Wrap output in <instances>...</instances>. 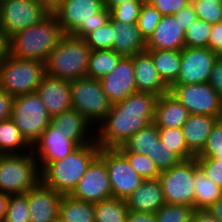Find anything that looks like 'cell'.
Here are the masks:
<instances>
[{
	"label": "cell",
	"instance_id": "29",
	"mask_svg": "<svg viewBox=\"0 0 222 222\" xmlns=\"http://www.w3.org/2000/svg\"><path fill=\"white\" fill-rule=\"evenodd\" d=\"M31 150L32 146L25 140L11 118L0 121V155L21 154Z\"/></svg>",
	"mask_w": 222,
	"mask_h": 222
},
{
	"label": "cell",
	"instance_id": "14",
	"mask_svg": "<svg viewBox=\"0 0 222 222\" xmlns=\"http://www.w3.org/2000/svg\"><path fill=\"white\" fill-rule=\"evenodd\" d=\"M216 59L217 53L208 47H184L178 78L173 84L207 83Z\"/></svg>",
	"mask_w": 222,
	"mask_h": 222
},
{
	"label": "cell",
	"instance_id": "43",
	"mask_svg": "<svg viewBox=\"0 0 222 222\" xmlns=\"http://www.w3.org/2000/svg\"><path fill=\"white\" fill-rule=\"evenodd\" d=\"M194 11L199 19L213 25L222 22V4L213 1L196 0L192 2Z\"/></svg>",
	"mask_w": 222,
	"mask_h": 222
},
{
	"label": "cell",
	"instance_id": "35",
	"mask_svg": "<svg viewBox=\"0 0 222 222\" xmlns=\"http://www.w3.org/2000/svg\"><path fill=\"white\" fill-rule=\"evenodd\" d=\"M83 39L91 50L112 49L114 43L113 19L110 17L107 23L90 32Z\"/></svg>",
	"mask_w": 222,
	"mask_h": 222
},
{
	"label": "cell",
	"instance_id": "11",
	"mask_svg": "<svg viewBox=\"0 0 222 222\" xmlns=\"http://www.w3.org/2000/svg\"><path fill=\"white\" fill-rule=\"evenodd\" d=\"M50 12L41 0H0V27L10 38L39 23Z\"/></svg>",
	"mask_w": 222,
	"mask_h": 222
},
{
	"label": "cell",
	"instance_id": "16",
	"mask_svg": "<svg viewBox=\"0 0 222 222\" xmlns=\"http://www.w3.org/2000/svg\"><path fill=\"white\" fill-rule=\"evenodd\" d=\"M70 195L76 199L91 203L112 197V188L106 164L99 156L90 164Z\"/></svg>",
	"mask_w": 222,
	"mask_h": 222
},
{
	"label": "cell",
	"instance_id": "6",
	"mask_svg": "<svg viewBox=\"0 0 222 222\" xmlns=\"http://www.w3.org/2000/svg\"><path fill=\"white\" fill-rule=\"evenodd\" d=\"M41 182V171L32 151L0 155V191L24 194Z\"/></svg>",
	"mask_w": 222,
	"mask_h": 222
},
{
	"label": "cell",
	"instance_id": "31",
	"mask_svg": "<svg viewBox=\"0 0 222 222\" xmlns=\"http://www.w3.org/2000/svg\"><path fill=\"white\" fill-rule=\"evenodd\" d=\"M159 140L158 127L154 123H151L138 130L117 149L120 152H135L143 155H152L156 142Z\"/></svg>",
	"mask_w": 222,
	"mask_h": 222
},
{
	"label": "cell",
	"instance_id": "42",
	"mask_svg": "<svg viewBox=\"0 0 222 222\" xmlns=\"http://www.w3.org/2000/svg\"><path fill=\"white\" fill-rule=\"evenodd\" d=\"M196 157L222 158V118L216 121L202 151Z\"/></svg>",
	"mask_w": 222,
	"mask_h": 222
},
{
	"label": "cell",
	"instance_id": "58",
	"mask_svg": "<svg viewBox=\"0 0 222 222\" xmlns=\"http://www.w3.org/2000/svg\"><path fill=\"white\" fill-rule=\"evenodd\" d=\"M203 1H213V3L222 4V0H203Z\"/></svg>",
	"mask_w": 222,
	"mask_h": 222
},
{
	"label": "cell",
	"instance_id": "15",
	"mask_svg": "<svg viewBox=\"0 0 222 222\" xmlns=\"http://www.w3.org/2000/svg\"><path fill=\"white\" fill-rule=\"evenodd\" d=\"M78 147L67 133L61 131L59 127L49 124L34 143L31 151L38 161L40 171H42L49 163L63 159Z\"/></svg>",
	"mask_w": 222,
	"mask_h": 222
},
{
	"label": "cell",
	"instance_id": "55",
	"mask_svg": "<svg viewBox=\"0 0 222 222\" xmlns=\"http://www.w3.org/2000/svg\"><path fill=\"white\" fill-rule=\"evenodd\" d=\"M9 196V194L0 191V222L5 218Z\"/></svg>",
	"mask_w": 222,
	"mask_h": 222
},
{
	"label": "cell",
	"instance_id": "61",
	"mask_svg": "<svg viewBox=\"0 0 222 222\" xmlns=\"http://www.w3.org/2000/svg\"><path fill=\"white\" fill-rule=\"evenodd\" d=\"M188 2H190V3H192V2H194V1H196V0H187Z\"/></svg>",
	"mask_w": 222,
	"mask_h": 222
},
{
	"label": "cell",
	"instance_id": "13",
	"mask_svg": "<svg viewBox=\"0 0 222 222\" xmlns=\"http://www.w3.org/2000/svg\"><path fill=\"white\" fill-rule=\"evenodd\" d=\"M99 157L106 164L112 197L125 200L144 180L118 149L100 147Z\"/></svg>",
	"mask_w": 222,
	"mask_h": 222
},
{
	"label": "cell",
	"instance_id": "26",
	"mask_svg": "<svg viewBox=\"0 0 222 222\" xmlns=\"http://www.w3.org/2000/svg\"><path fill=\"white\" fill-rule=\"evenodd\" d=\"M189 115L188 110L167 93L157 98L153 123L157 127L181 128Z\"/></svg>",
	"mask_w": 222,
	"mask_h": 222
},
{
	"label": "cell",
	"instance_id": "50",
	"mask_svg": "<svg viewBox=\"0 0 222 222\" xmlns=\"http://www.w3.org/2000/svg\"><path fill=\"white\" fill-rule=\"evenodd\" d=\"M208 48L215 53L222 49V22L212 25Z\"/></svg>",
	"mask_w": 222,
	"mask_h": 222
},
{
	"label": "cell",
	"instance_id": "38",
	"mask_svg": "<svg viewBox=\"0 0 222 222\" xmlns=\"http://www.w3.org/2000/svg\"><path fill=\"white\" fill-rule=\"evenodd\" d=\"M2 222H30L27 195H10L7 203V211Z\"/></svg>",
	"mask_w": 222,
	"mask_h": 222
},
{
	"label": "cell",
	"instance_id": "49",
	"mask_svg": "<svg viewBox=\"0 0 222 222\" xmlns=\"http://www.w3.org/2000/svg\"><path fill=\"white\" fill-rule=\"evenodd\" d=\"M13 97L0 89V121L11 118Z\"/></svg>",
	"mask_w": 222,
	"mask_h": 222
},
{
	"label": "cell",
	"instance_id": "2",
	"mask_svg": "<svg viewBox=\"0 0 222 222\" xmlns=\"http://www.w3.org/2000/svg\"><path fill=\"white\" fill-rule=\"evenodd\" d=\"M64 35L55 15L50 12L39 23L10 37L9 55L46 62Z\"/></svg>",
	"mask_w": 222,
	"mask_h": 222
},
{
	"label": "cell",
	"instance_id": "51",
	"mask_svg": "<svg viewBox=\"0 0 222 222\" xmlns=\"http://www.w3.org/2000/svg\"><path fill=\"white\" fill-rule=\"evenodd\" d=\"M127 222H157L155 213L129 211Z\"/></svg>",
	"mask_w": 222,
	"mask_h": 222
},
{
	"label": "cell",
	"instance_id": "18",
	"mask_svg": "<svg viewBox=\"0 0 222 222\" xmlns=\"http://www.w3.org/2000/svg\"><path fill=\"white\" fill-rule=\"evenodd\" d=\"M27 195L30 222H53L59 217L62 194L40 182Z\"/></svg>",
	"mask_w": 222,
	"mask_h": 222
},
{
	"label": "cell",
	"instance_id": "41",
	"mask_svg": "<svg viewBox=\"0 0 222 222\" xmlns=\"http://www.w3.org/2000/svg\"><path fill=\"white\" fill-rule=\"evenodd\" d=\"M148 157L154 162L159 172L169 170L181 161V159L160 140L156 142L152 155H148Z\"/></svg>",
	"mask_w": 222,
	"mask_h": 222
},
{
	"label": "cell",
	"instance_id": "20",
	"mask_svg": "<svg viewBox=\"0 0 222 222\" xmlns=\"http://www.w3.org/2000/svg\"><path fill=\"white\" fill-rule=\"evenodd\" d=\"M174 15L162 16L153 34L146 41V50H175L185 47V30Z\"/></svg>",
	"mask_w": 222,
	"mask_h": 222
},
{
	"label": "cell",
	"instance_id": "10",
	"mask_svg": "<svg viewBox=\"0 0 222 222\" xmlns=\"http://www.w3.org/2000/svg\"><path fill=\"white\" fill-rule=\"evenodd\" d=\"M195 157L181 160L169 170L160 172L159 181L167 204H179L194 207L195 192L193 181Z\"/></svg>",
	"mask_w": 222,
	"mask_h": 222
},
{
	"label": "cell",
	"instance_id": "47",
	"mask_svg": "<svg viewBox=\"0 0 222 222\" xmlns=\"http://www.w3.org/2000/svg\"><path fill=\"white\" fill-rule=\"evenodd\" d=\"M179 26L184 30L188 29L197 20V15L194 11L192 3L186 4L184 8L174 14Z\"/></svg>",
	"mask_w": 222,
	"mask_h": 222
},
{
	"label": "cell",
	"instance_id": "19",
	"mask_svg": "<svg viewBox=\"0 0 222 222\" xmlns=\"http://www.w3.org/2000/svg\"><path fill=\"white\" fill-rule=\"evenodd\" d=\"M50 117L72 109L71 83L59 77L45 74L36 89Z\"/></svg>",
	"mask_w": 222,
	"mask_h": 222
},
{
	"label": "cell",
	"instance_id": "32",
	"mask_svg": "<svg viewBox=\"0 0 222 222\" xmlns=\"http://www.w3.org/2000/svg\"><path fill=\"white\" fill-rule=\"evenodd\" d=\"M122 57L112 49L91 50L86 77L100 80L115 69Z\"/></svg>",
	"mask_w": 222,
	"mask_h": 222
},
{
	"label": "cell",
	"instance_id": "3",
	"mask_svg": "<svg viewBox=\"0 0 222 222\" xmlns=\"http://www.w3.org/2000/svg\"><path fill=\"white\" fill-rule=\"evenodd\" d=\"M99 152L96 140L79 146L63 159L49 163L41 171V182L62 195H70Z\"/></svg>",
	"mask_w": 222,
	"mask_h": 222
},
{
	"label": "cell",
	"instance_id": "44",
	"mask_svg": "<svg viewBox=\"0 0 222 222\" xmlns=\"http://www.w3.org/2000/svg\"><path fill=\"white\" fill-rule=\"evenodd\" d=\"M142 4L143 2H129V4L117 5L110 10V17L117 22L135 24Z\"/></svg>",
	"mask_w": 222,
	"mask_h": 222
},
{
	"label": "cell",
	"instance_id": "48",
	"mask_svg": "<svg viewBox=\"0 0 222 222\" xmlns=\"http://www.w3.org/2000/svg\"><path fill=\"white\" fill-rule=\"evenodd\" d=\"M208 83L213 87L217 94L222 98V61L216 59Z\"/></svg>",
	"mask_w": 222,
	"mask_h": 222
},
{
	"label": "cell",
	"instance_id": "53",
	"mask_svg": "<svg viewBox=\"0 0 222 222\" xmlns=\"http://www.w3.org/2000/svg\"><path fill=\"white\" fill-rule=\"evenodd\" d=\"M10 38L0 27V63L9 56Z\"/></svg>",
	"mask_w": 222,
	"mask_h": 222
},
{
	"label": "cell",
	"instance_id": "59",
	"mask_svg": "<svg viewBox=\"0 0 222 222\" xmlns=\"http://www.w3.org/2000/svg\"><path fill=\"white\" fill-rule=\"evenodd\" d=\"M217 58L222 61V49L217 53Z\"/></svg>",
	"mask_w": 222,
	"mask_h": 222
},
{
	"label": "cell",
	"instance_id": "4",
	"mask_svg": "<svg viewBox=\"0 0 222 222\" xmlns=\"http://www.w3.org/2000/svg\"><path fill=\"white\" fill-rule=\"evenodd\" d=\"M51 12L64 34L84 38L110 20L104 0H62Z\"/></svg>",
	"mask_w": 222,
	"mask_h": 222
},
{
	"label": "cell",
	"instance_id": "52",
	"mask_svg": "<svg viewBox=\"0 0 222 222\" xmlns=\"http://www.w3.org/2000/svg\"><path fill=\"white\" fill-rule=\"evenodd\" d=\"M191 222H221L208 210H195Z\"/></svg>",
	"mask_w": 222,
	"mask_h": 222
},
{
	"label": "cell",
	"instance_id": "33",
	"mask_svg": "<svg viewBox=\"0 0 222 222\" xmlns=\"http://www.w3.org/2000/svg\"><path fill=\"white\" fill-rule=\"evenodd\" d=\"M95 222H127L129 209L124 199L111 197L94 203Z\"/></svg>",
	"mask_w": 222,
	"mask_h": 222
},
{
	"label": "cell",
	"instance_id": "23",
	"mask_svg": "<svg viewBox=\"0 0 222 222\" xmlns=\"http://www.w3.org/2000/svg\"><path fill=\"white\" fill-rule=\"evenodd\" d=\"M50 124L54 127H59L61 131L67 133L69 138L78 146H83L95 141V135L91 136L90 134V132H92V124L77 110L70 109L52 116Z\"/></svg>",
	"mask_w": 222,
	"mask_h": 222
},
{
	"label": "cell",
	"instance_id": "34",
	"mask_svg": "<svg viewBox=\"0 0 222 222\" xmlns=\"http://www.w3.org/2000/svg\"><path fill=\"white\" fill-rule=\"evenodd\" d=\"M159 139L181 160L195 157L187 148L181 128L158 127Z\"/></svg>",
	"mask_w": 222,
	"mask_h": 222
},
{
	"label": "cell",
	"instance_id": "24",
	"mask_svg": "<svg viewBox=\"0 0 222 222\" xmlns=\"http://www.w3.org/2000/svg\"><path fill=\"white\" fill-rule=\"evenodd\" d=\"M219 117L190 114L181 127L188 150L196 157L203 149Z\"/></svg>",
	"mask_w": 222,
	"mask_h": 222
},
{
	"label": "cell",
	"instance_id": "7",
	"mask_svg": "<svg viewBox=\"0 0 222 222\" xmlns=\"http://www.w3.org/2000/svg\"><path fill=\"white\" fill-rule=\"evenodd\" d=\"M46 74L45 62L7 56L0 63V89L13 98L36 92Z\"/></svg>",
	"mask_w": 222,
	"mask_h": 222
},
{
	"label": "cell",
	"instance_id": "25",
	"mask_svg": "<svg viewBox=\"0 0 222 222\" xmlns=\"http://www.w3.org/2000/svg\"><path fill=\"white\" fill-rule=\"evenodd\" d=\"M114 43L112 50L123 57H132L146 51V41L137 23L128 24L113 20Z\"/></svg>",
	"mask_w": 222,
	"mask_h": 222
},
{
	"label": "cell",
	"instance_id": "5",
	"mask_svg": "<svg viewBox=\"0 0 222 222\" xmlns=\"http://www.w3.org/2000/svg\"><path fill=\"white\" fill-rule=\"evenodd\" d=\"M91 49L83 38L65 34L46 62V74L72 81L86 77Z\"/></svg>",
	"mask_w": 222,
	"mask_h": 222
},
{
	"label": "cell",
	"instance_id": "36",
	"mask_svg": "<svg viewBox=\"0 0 222 222\" xmlns=\"http://www.w3.org/2000/svg\"><path fill=\"white\" fill-rule=\"evenodd\" d=\"M195 207L165 203L156 213L157 222H191Z\"/></svg>",
	"mask_w": 222,
	"mask_h": 222
},
{
	"label": "cell",
	"instance_id": "56",
	"mask_svg": "<svg viewBox=\"0 0 222 222\" xmlns=\"http://www.w3.org/2000/svg\"><path fill=\"white\" fill-rule=\"evenodd\" d=\"M147 0H104V6L111 10L113 7L121 4H129V2H145Z\"/></svg>",
	"mask_w": 222,
	"mask_h": 222
},
{
	"label": "cell",
	"instance_id": "21",
	"mask_svg": "<svg viewBox=\"0 0 222 222\" xmlns=\"http://www.w3.org/2000/svg\"><path fill=\"white\" fill-rule=\"evenodd\" d=\"M137 92H147L160 97L169 93V87L160 78L151 55L141 52L133 56Z\"/></svg>",
	"mask_w": 222,
	"mask_h": 222
},
{
	"label": "cell",
	"instance_id": "9",
	"mask_svg": "<svg viewBox=\"0 0 222 222\" xmlns=\"http://www.w3.org/2000/svg\"><path fill=\"white\" fill-rule=\"evenodd\" d=\"M70 83L72 109L82 114L93 126L100 124L112 106L100 80L82 77Z\"/></svg>",
	"mask_w": 222,
	"mask_h": 222
},
{
	"label": "cell",
	"instance_id": "54",
	"mask_svg": "<svg viewBox=\"0 0 222 222\" xmlns=\"http://www.w3.org/2000/svg\"><path fill=\"white\" fill-rule=\"evenodd\" d=\"M207 210L222 222V197L214 202Z\"/></svg>",
	"mask_w": 222,
	"mask_h": 222
},
{
	"label": "cell",
	"instance_id": "28",
	"mask_svg": "<svg viewBox=\"0 0 222 222\" xmlns=\"http://www.w3.org/2000/svg\"><path fill=\"white\" fill-rule=\"evenodd\" d=\"M152 57L155 68L163 82L170 87L178 78L181 65V51L146 50Z\"/></svg>",
	"mask_w": 222,
	"mask_h": 222
},
{
	"label": "cell",
	"instance_id": "45",
	"mask_svg": "<svg viewBox=\"0 0 222 222\" xmlns=\"http://www.w3.org/2000/svg\"><path fill=\"white\" fill-rule=\"evenodd\" d=\"M206 177L222 188V158L196 157Z\"/></svg>",
	"mask_w": 222,
	"mask_h": 222
},
{
	"label": "cell",
	"instance_id": "40",
	"mask_svg": "<svg viewBox=\"0 0 222 222\" xmlns=\"http://www.w3.org/2000/svg\"><path fill=\"white\" fill-rule=\"evenodd\" d=\"M128 160L133 169L144 179L158 178L160 172L154 162L148 157L135 152H121Z\"/></svg>",
	"mask_w": 222,
	"mask_h": 222
},
{
	"label": "cell",
	"instance_id": "46",
	"mask_svg": "<svg viewBox=\"0 0 222 222\" xmlns=\"http://www.w3.org/2000/svg\"><path fill=\"white\" fill-rule=\"evenodd\" d=\"M163 16L174 15L184 8L189 2L187 0H147Z\"/></svg>",
	"mask_w": 222,
	"mask_h": 222
},
{
	"label": "cell",
	"instance_id": "60",
	"mask_svg": "<svg viewBox=\"0 0 222 222\" xmlns=\"http://www.w3.org/2000/svg\"><path fill=\"white\" fill-rule=\"evenodd\" d=\"M53 222H65V221H63L60 217H58V218L55 219Z\"/></svg>",
	"mask_w": 222,
	"mask_h": 222
},
{
	"label": "cell",
	"instance_id": "37",
	"mask_svg": "<svg viewBox=\"0 0 222 222\" xmlns=\"http://www.w3.org/2000/svg\"><path fill=\"white\" fill-rule=\"evenodd\" d=\"M212 25L197 18L188 29L185 30V47H208Z\"/></svg>",
	"mask_w": 222,
	"mask_h": 222
},
{
	"label": "cell",
	"instance_id": "57",
	"mask_svg": "<svg viewBox=\"0 0 222 222\" xmlns=\"http://www.w3.org/2000/svg\"><path fill=\"white\" fill-rule=\"evenodd\" d=\"M62 0H41V2L49 9H54Z\"/></svg>",
	"mask_w": 222,
	"mask_h": 222
},
{
	"label": "cell",
	"instance_id": "17",
	"mask_svg": "<svg viewBox=\"0 0 222 222\" xmlns=\"http://www.w3.org/2000/svg\"><path fill=\"white\" fill-rule=\"evenodd\" d=\"M132 57H122L115 69L100 79L104 93L113 104L137 92Z\"/></svg>",
	"mask_w": 222,
	"mask_h": 222
},
{
	"label": "cell",
	"instance_id": "22",
	"mask_svg": "<svg viewBox=\"0 0 222 222\" xmlns=\"http://www.w3.org/2000/svg\"><path fill=\"white\" fill-rule=\"evenodd\" d=\"M125 201L129 211L156 213L165 204L159 178L144 179Z\"/></svg>",
	"mask_w": 222,
	"mask_h": 222
},
{
	"label": "cell",
	"instance_id": "1",
	"mask_svg": "<svg viewBox=\"0 0 222 222\" xmlns=\"http://www.w3.org/2000/svg\"><path fill=\"white\" fill-rule=\"evenodd\" d=\"M157 96L135 92L125 100L113 103L105 119L94 128L96 143L104 149H117L138 130L154 121ZM99 131V132H98Z\"/></svg>",
	"mask_w": 222,
	"mask_h": 222
},
{
	"label": "cell",
	"instance_id": "27",
	"mask_svg": "<svg viewBox=\"0 0 222 222\" xmlns=\"http://www.w3.org/2000/svg\"><path fill=\"white\" fill-rule=\"evenodd\" d=\"M195 192L194 207L196 210H207L214 202L222 197V188L206 177L198 166L195 157V173L193 185Z\"/></svg>",
	"mask_w": 222,
	"mask_h": 222
},
{
	"label": "cell",
	"instance_id": "8",
	"mask_svg": "<svg viewBox=\"0 0 222 222\" xmlns=\"http://www.w3.org/2000/svg\"><path fill=\"white\" fill-rule=\"evenodd\" d=\"M11 119L33 146L50 124V115L36 92L13 98Z\"/></svg>",
	"mask_w": 222,
	"mask_h": 222
},
{
	"label": "cell",
	"instance_id": "39",
	"mask_svg": "<svg viewBox=\"0 0 222 222\" xmlns=\"http://www.w3.org/2000/svg\"><path fill=\"white\" fill-rule=\"evenodd\" d=\"M162 16L163 15L149 2H143L139 12L137 26L145 41L153 34Z\"/></svg>",
	"mask_w": 222,
	"mask_h": 222
},
{
	"label": "cell",
	"instance_id": "12",
	"mask_svg": "<svg viewBox=\"0 0 222 222\" xmlns=\"http://www.w3.org/2000/svg\"><path fill=\"white\" fill-rule=\"evenodd\" d=\"M169 93L188 110L189 114L222 118V98L208 82L172 84Z\"/></svg>",
	"mask_w": 222,
	"mask_h": 222
},
{
	"label": "cell",
	"instance_id": "30",
	"mask_svg": "<svg viewBox=\"0 0 222 222\" xmlns=\"http://www.w3.org/2000/svg\"><path fill=\"white\" fill-rule=\"evenodd\" d=\"M59 217L65 222H95L94 203L63 195Z\"/></svg>",
	"mask_w": 222,
	"mask_h": 222
}]
</instances>
